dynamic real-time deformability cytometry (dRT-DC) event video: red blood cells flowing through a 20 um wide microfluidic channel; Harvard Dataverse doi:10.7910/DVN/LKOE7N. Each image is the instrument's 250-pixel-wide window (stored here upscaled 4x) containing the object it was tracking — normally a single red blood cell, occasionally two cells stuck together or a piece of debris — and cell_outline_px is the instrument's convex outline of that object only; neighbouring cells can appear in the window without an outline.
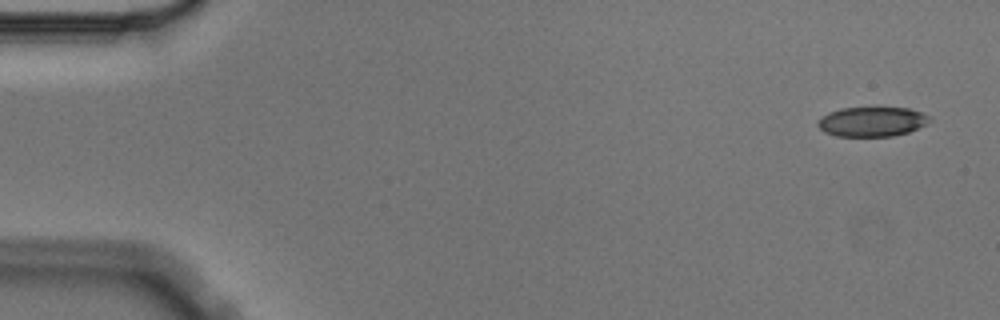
{"species": "Egyptian fruit bat (a non-hibernating species)", "species_latin": "Rousettus aegyptiacus", "temperature_condition": "cold", "stored_images_in_passage": 4, "camera_frame_rate_fps": 3000, "um_per_image_px": 0.085, "animal": {"sex": "male"}, "frame": {"image": 1, "passage_image": 1, "time_ms": 0.0, "image_size_px": [1000, 320], "cell_outline_px": [[932, 120], [908, 132], [892, 136], [836, 136], [824, 132], [816, 124], [828, 112], [840, 108], [908, 108], [920, 112], [928, 116]], "centroid_in_image_um": [74.09, 10.34], "position_along_channel_um": 10.9, "area_um2": 19.02}}
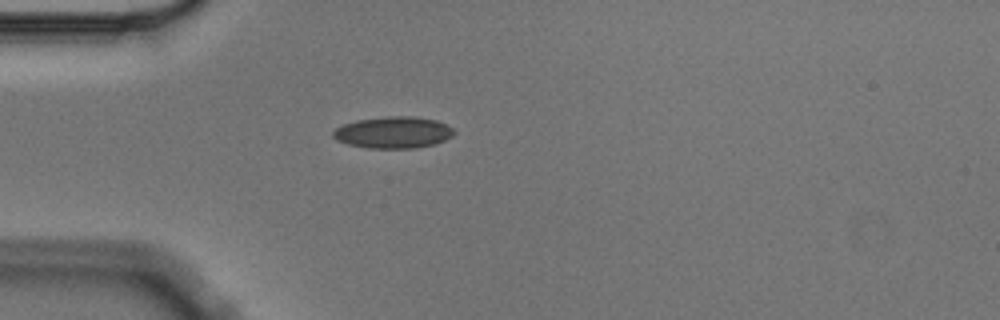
{"frame": {"image": 2, "passage_image": 4, "time_ms": 1.0, "image_size_px": [1000, 320], "cell_outline_px": [[456, 132], [452, 136], [436, 144], [416, 148], [368, 148], [348, 144], [336, 140], [332, 136], [332, 132], [336, 128], [344, 124], [356, 120], [388, 116], [412, 116], [436, 120], [452, 128]], "centroid_in_image_um": [33.42, 11.26], "position_along_channel_um": 51.6, "area_um2": 22.31}}